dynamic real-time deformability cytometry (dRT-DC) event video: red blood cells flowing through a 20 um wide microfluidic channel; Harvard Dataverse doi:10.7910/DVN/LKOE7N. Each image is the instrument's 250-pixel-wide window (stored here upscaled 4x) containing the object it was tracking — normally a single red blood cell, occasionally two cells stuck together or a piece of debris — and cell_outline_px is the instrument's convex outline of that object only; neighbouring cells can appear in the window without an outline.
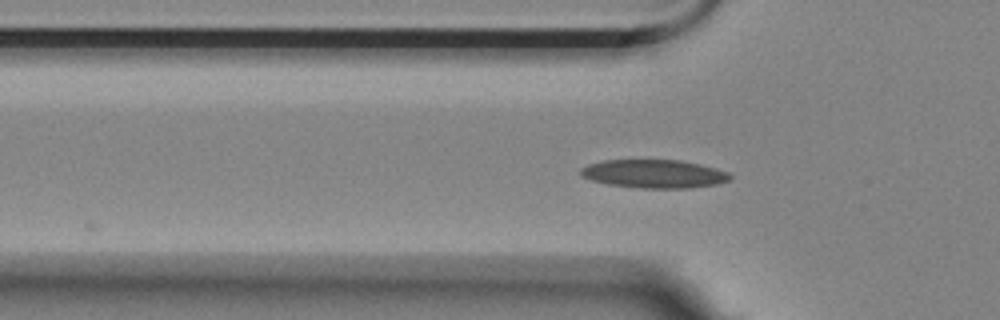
{"species": "Egyptian fruit bat (a non-hibernating species)", "species_latin": "Rousettus aegyptiacus", "temperature_condition": "room temperature", "stored_images_in_passage": 5, "camera_frame_rate_fps": 3000, "um_per_image_px": 0.085, "animal": {"sex": "female"}, "frame": {"image": 1, "passage_image": 5, "time_ms": 1.333, "image_size_px": [1000, 320], "cell_outline_px": [[732, 176], [728, 180], [716, 184], [692, 188], [640, 188], [608, 184], [592, 180], [580, 176], [580, 168], [588, 164], [604, 160], [680, 160], [700, 164], [716, 168], [728, 172]], "centroid_in_image_um": [55.58, 14.77], "position_along_channel_um": 70.2, "area_um2": 24.74}}